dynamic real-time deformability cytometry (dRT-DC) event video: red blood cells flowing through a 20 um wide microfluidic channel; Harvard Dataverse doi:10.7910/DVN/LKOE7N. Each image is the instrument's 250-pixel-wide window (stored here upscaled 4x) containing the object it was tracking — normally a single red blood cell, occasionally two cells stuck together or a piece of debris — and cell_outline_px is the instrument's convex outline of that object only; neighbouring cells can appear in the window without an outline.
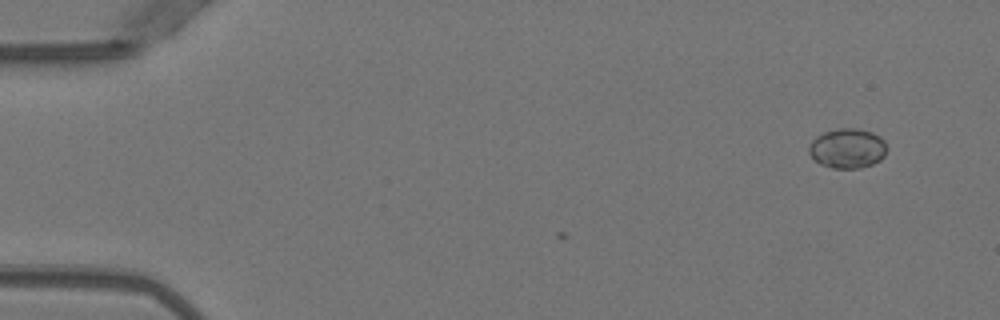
{"species": "Egyptian fruit bat (a non-hibernating species)", "species_latin": "Rousettus aegyptiacus", "temperature_condition": "warm", "stored_images_in_passage": 6, "camera_frame_rate_fps": 3000, "um_per_image_px": 0.085, "animal": {"sex": "female"}, "frame": {"image": 1, "passage_image": 1, "time_ms": 0.0, "image_size_px": [1000, 320], "cell_outline_px": [[884, 156], [880, 160], [872, 164], [860, 168], [832, 168], [820, 164], [808, 152], [808, 148], [812, 140], [816, 136], [824, 132], [836, 128], [856, 128], [872, 132], [880, 136], [884, 140]], "centroid_in_image_um": [72.01, 12.6], "position_along_channel_um": 13.0, "area_um2": 17.98}}